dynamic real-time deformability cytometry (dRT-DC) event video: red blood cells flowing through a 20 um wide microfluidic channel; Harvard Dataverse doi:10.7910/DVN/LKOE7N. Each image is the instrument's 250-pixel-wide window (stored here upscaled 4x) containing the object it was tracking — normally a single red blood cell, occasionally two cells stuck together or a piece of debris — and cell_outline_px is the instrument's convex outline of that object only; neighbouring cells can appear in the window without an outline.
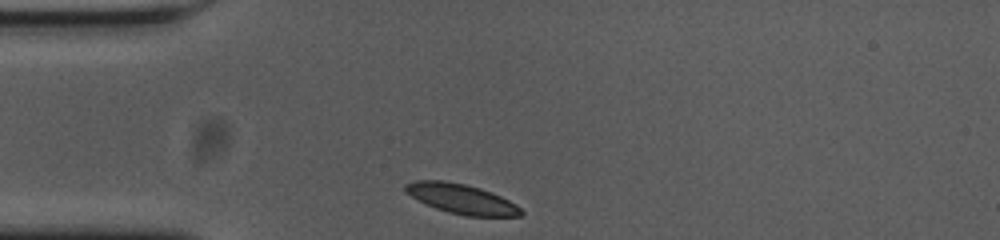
{"species": "common noctule bat (a hibernating species)", "species_latin": "Nyctalus noctula", "temperature_condition": "cold", "stored_images_in_passage": 31, "camera_frame_rate_fps": 3000, "um_per_image_px": 0.085, "animal": {"sex": "female", "body_mass_g": 23.0, "forearm_length_mm": 53.4}, "frame": {"image": 1, "passage_image": 1, "time_ms": 0.0, "image_size_px": [1000, 240], "cell_outline_px": [[524, 212], [520, 216], [464, 216], [448, 212], [436, 208], [412, 196], [404, 188], [404, 184], [416, 180], [444, 180], [464, 184], [480, 188], [500, 196], [516, 204]], "centroid_in_image_um": [39.25, 16.9], "position_along_channel_um": 45.8, "area_um2": 19.77}}
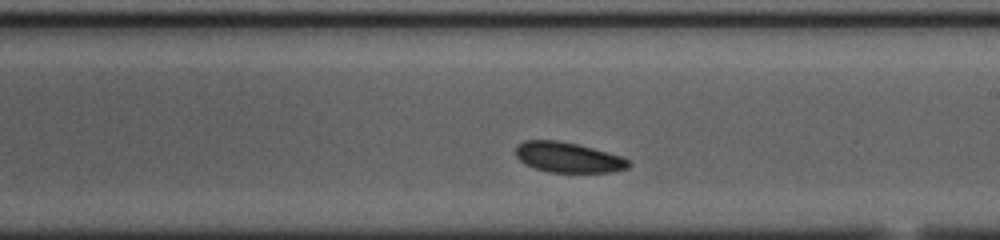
{"frame": {"image": 2, "passage_image": 19, "time_ms": 6.0, "image_size_px": [1000, 240], "cell_outline_px": [[632, 164], [628, 168], [612, 172], [548, 172], [524, 164], [516, 156], [516, 144], [524, 140], [556, 140], [576, 144], [608, 152], [620, 156], [628, 160]], "centroid_in_image_um": [48.27, 13.38], "position_along_channel_um": 240.7, "area_um2": 19.88}}
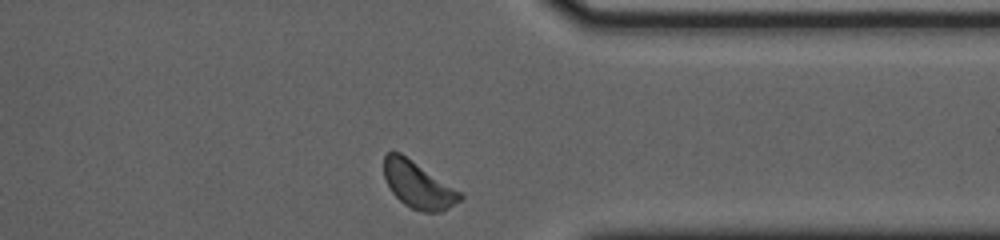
{"frame": {"image": 3, "passage_image": 31, "time_ms": 10.0, "image_size_px": [1000, 240], "cell_outline_px": [[464, 196], [460, 200], [440, 212], [424, 212], [412, 208], [404, 204], [392, 192], [384, 176], [384, 156], [388, 152], [400, 152], [460, 192]], "centroid_in_image_um": [35.51, 15.72], "position_along_channel_um": 375.9, "area_um2": 20.11}, "authors_computed_cell_mechanics": {"area_um2": 20.1722, "velocity_mm_per_s": 3.5383, "shape_relaxation_time_tau1_ms": 1.6141, "shape_relaxation_time_tau2_ms": 8.7397, "deformation_change_tau1": 0.0403, "deformation_change_tau2": 0.1121}}